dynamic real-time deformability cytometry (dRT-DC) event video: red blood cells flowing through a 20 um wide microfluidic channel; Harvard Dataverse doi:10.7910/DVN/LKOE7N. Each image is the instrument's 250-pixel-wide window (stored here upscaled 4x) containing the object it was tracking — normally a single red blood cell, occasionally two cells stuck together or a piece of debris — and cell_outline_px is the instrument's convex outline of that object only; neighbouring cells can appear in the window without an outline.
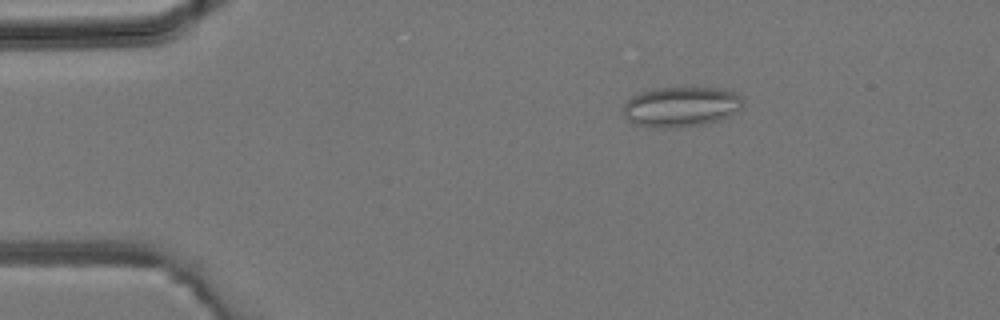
{"species": "common noctule bat (a hibernating species)", "species_latin": "Nyctalus noctula", "temperature_condition": "room temperature", "stored_images_in_passage": 41, "camera_frame_rate_fps": 3000, "um_per_image_px": 0.085, "animal": {"sex": "male", "body_mass_g": 19.2, "forearm_length_mm": 51.8}, "frame": {"image": 1, "passage_image": 5, "time_ms": 1.333, "image_size_px": [1000, 320], "cell_outline_px": [[744, 104], [736, 112], [728, 116], [704, 124], [668, 128], [660, 128], [636, 124], [628, 120], [624, 116], [624, 104], [632, 96], [640, 92], [656, 88], [716, 88], [736, 92], [744, 100]], "centroid_in_image_um": [57.89, 9.07], "position_along_channel_um": 27.1, "area_um2": 27.8}}
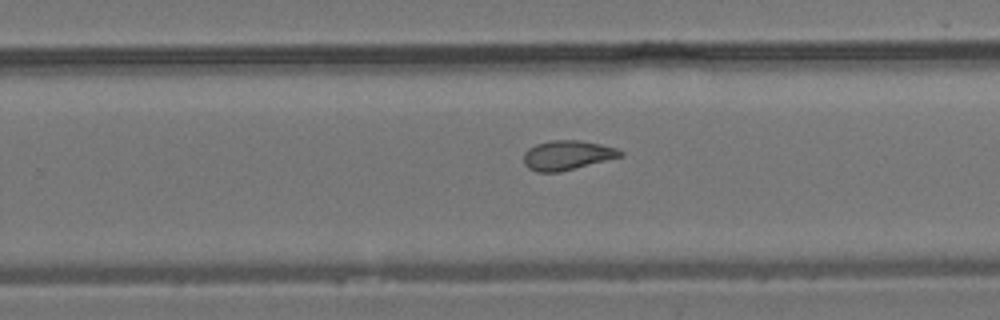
{"frame": {"image": 2, "passage_image": 25, "time_ms": 8.0, "image_size_px": [1000, 320], "cell_outline_px": [[624, 156], [560, 172], [536, 172], [528, 168], [524, 164], [524, 152], [528, 148], [536, 144], [548, 140], [580, 140], [600, 144], [616, 148], [624, 152]], "centroid_in_image_um": [48.21, 13.19], "position_along_channel_um": 281.6, "area_um2": 16.76}}
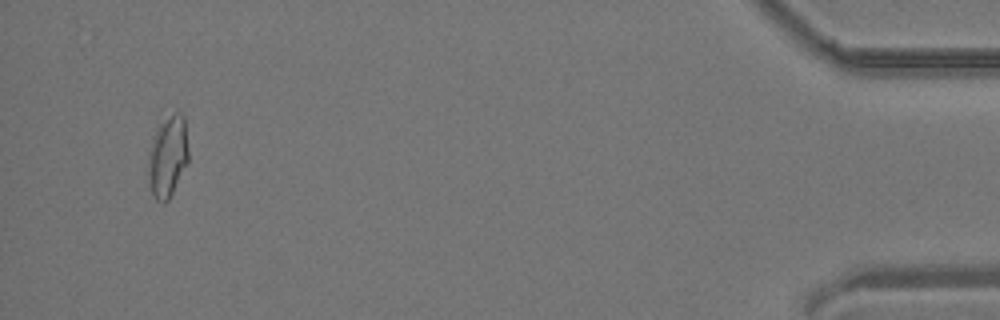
{"frame": {"image": 3, "passage_image": 39, "time_ms": 12.667, "image_size_px": [1000, 320], "cell_outline_px": [[188, 160], [168, 200], [164, 204], [156, 200], [152, 196], [148, 172], [148, 156], [156, 128], [160, 124], [176, 112], [180, 112], [184, 116], [188, 148]], "centroid_in_image_um": [14.25, 13.32], "position_along_channel_um": 421.0, "area_um2": 18.73}}